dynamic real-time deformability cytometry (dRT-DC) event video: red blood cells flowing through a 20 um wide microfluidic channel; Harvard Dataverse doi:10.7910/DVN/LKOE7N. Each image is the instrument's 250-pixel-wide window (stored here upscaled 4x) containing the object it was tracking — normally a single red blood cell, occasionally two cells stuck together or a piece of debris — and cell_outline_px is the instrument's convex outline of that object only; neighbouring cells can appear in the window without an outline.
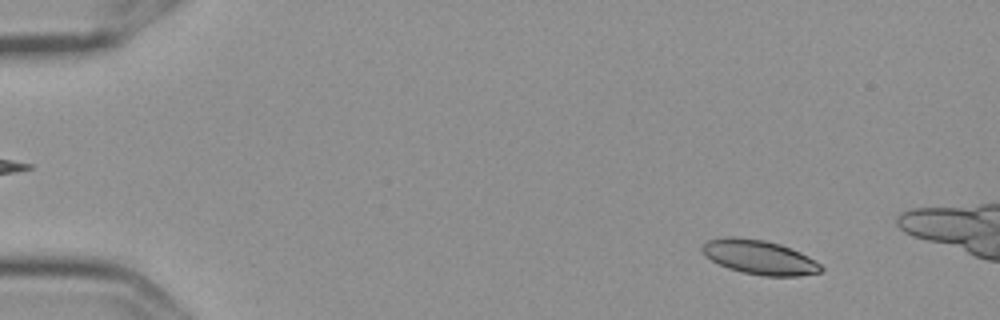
{"species": "Egyptian fruit bat (a non-hibernating species)", "species_latin": "Rousettus aegyptiacus", "temperature_condition": "cold", "stored_images_in_passage": 5, "camera_frame_rate_fps": 3000, "um_per_image_px": 0.085, "frame": {"image": 1, "passage_image": 1, "time_ms": 0.0, "image_size_px": [1000, 320], "cell_outline_px": [[824, 272], [800, 276], [764, 276], [740, 272], [728, 268], [704, 256], [700, 248], [708, 240], [724, 236], [732, 236], [764, 240], [780, 244], [800, 252], [808, 256], [820, 264], [824, 268]], "centroid_in_image_um": [64.55, 21.87], "position_along_channel_um": 20.4, "area_um2": 23.93}}
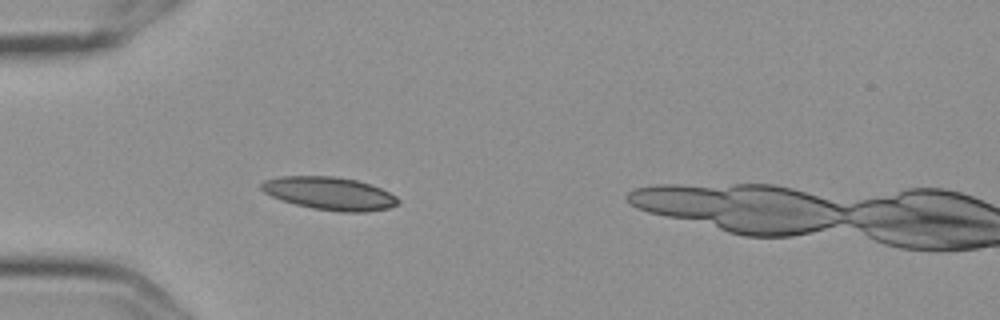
{"frame": {"image": 2, "passage_image": 4, "time_ms": 1.0, "image_size_px": [1000, 320], "cell_outline_px": [[400, 200], [396, 204], [388, 208], [364, 212], [340, 212], [312, 208], [280, 200], [264, 192], [260, 188], [260, 184], [264, 180], [280, 176], [336, 176], [356, 180], [380, 188], [396, 196]], "centroid_in_image_um": [27.98, 16.44], "position_along_channel_um": 57.0, "area_um2": 26.13}}